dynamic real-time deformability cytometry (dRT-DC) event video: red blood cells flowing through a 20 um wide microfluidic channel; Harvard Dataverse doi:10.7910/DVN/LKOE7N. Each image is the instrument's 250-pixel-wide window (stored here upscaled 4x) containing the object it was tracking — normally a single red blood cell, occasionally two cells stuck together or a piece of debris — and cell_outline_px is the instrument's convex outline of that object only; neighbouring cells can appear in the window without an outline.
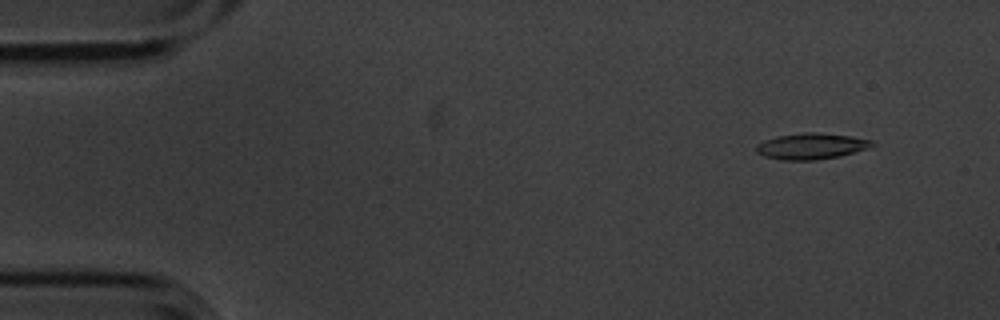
{"species": "common noctule bat (a hibernating species)", "species_latin": "Nyctalus noctula", "temperature_condition": "cold", "stored_images_in_passage": 5, "camera_frame_rate_fps": 3000, "um_per_image_px": 0.085, "animal": {"sex": "male", "body_mass_g": 20.1, "forearm_length_mm": 53.5}, "frame": {"image": 1, "passage_image": 2, "time_ms": 0.333, "image_size_px": [1000, 320], "cell_outline_px": [[876, 144], [840, 156], [816, 160], [784, 160], [764, 156], [756, 152], [756, 144], [764, 140], [776, 136], [804, 132], [816, 132], [852, 136], [872, 140]], "centroid_in_image_um": [68.91, 12.41], "position_along_channel_um": 16.1, "area_um2": 17.51}}
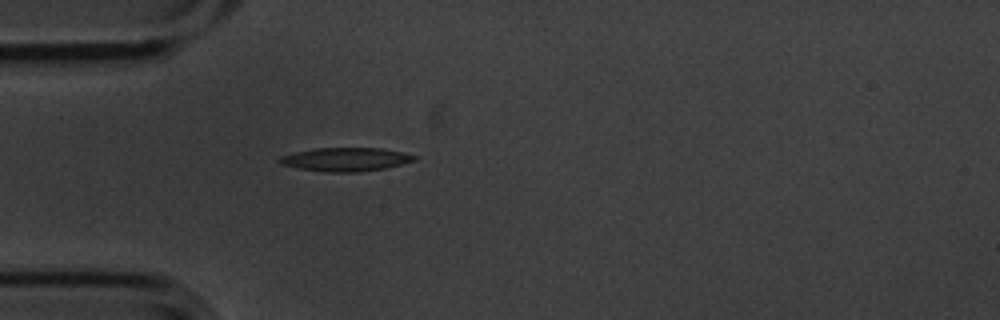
{"frame": {"image": 2, "passage_image": 5, "time_ms": 1.333, "image_size_px": [1000, 320], "cell_outline_px": [[420, 156], [416, 160], [384, 168], [360, 172], [328, 172], [296, 168], [280, 164], [276, 160], [280, 156], [296, 152], [316, 148], [380, 148], [404, 152]], "centroid_in_image_um": [29.38, 13.55], "position_along_channel_um": 55.6, "area_um2": 18.61}}